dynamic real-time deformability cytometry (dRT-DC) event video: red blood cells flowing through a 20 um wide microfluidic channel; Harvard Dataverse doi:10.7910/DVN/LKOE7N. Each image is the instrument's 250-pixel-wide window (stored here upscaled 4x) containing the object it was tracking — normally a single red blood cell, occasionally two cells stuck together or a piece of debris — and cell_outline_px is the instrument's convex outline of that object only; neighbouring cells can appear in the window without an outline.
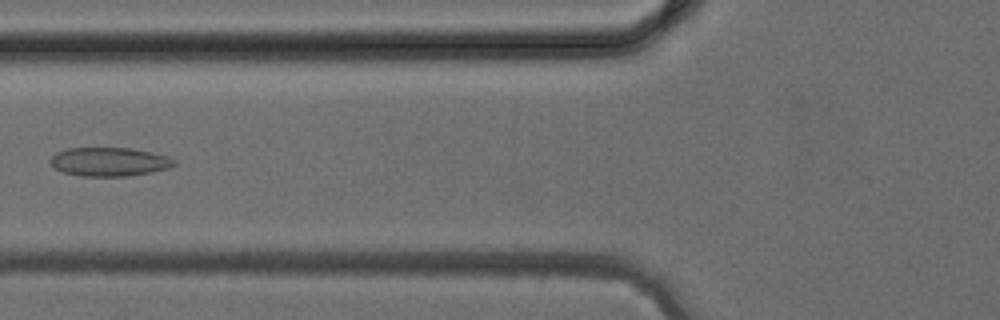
{"species": "common noctule bat (a hibernating species)", "species_latin": "Nyctalus noctula", "temperature_condition": "cold", "stored_images_in_passage": 38, "camera_frame_rate_fps": 3000, "um_per_image_px": 0.085, "animal": {"sex": "female", "body_mass_g": 24.6, "forearm_length_mm": 56.2}, "frame": {"image": 1, "passage_image": 14, "time_ms": 4.333, "image_size_px": [1000, 320], "cell_outline_px": [[176, 164], [168, 168], [148, 172], [124, 176], [84, 176], [64, 172], [56, 168], [52, 164], [52, 156], [56, 152], [68, 148], [132, 148], [168, 156], [176, 160]], "centroid_in_image_um": [9.31, 13.74], "position_along_channel_um": 116.5, "area_um2": 20.4}}
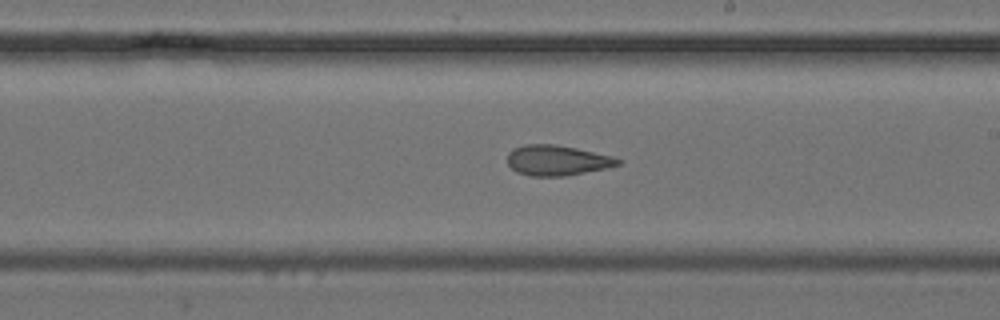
{"frame": {"image": 2, "passage_image": 21, "time_ms": 6.667, "image_size_px": [1000, 320], "cell_outline_px": [[624, 160], [620, 164], [608, 168], [564, 176], [532, 176], [516, 172], [508, 164], [508, 152], [512, 148], [524, 144], [556, 144], [576, 148], [612, 156]], "centroid_in_image_um": [47.36, 13.62], "position_along_channel_um": 241.6, "area_um2": 19.65}}
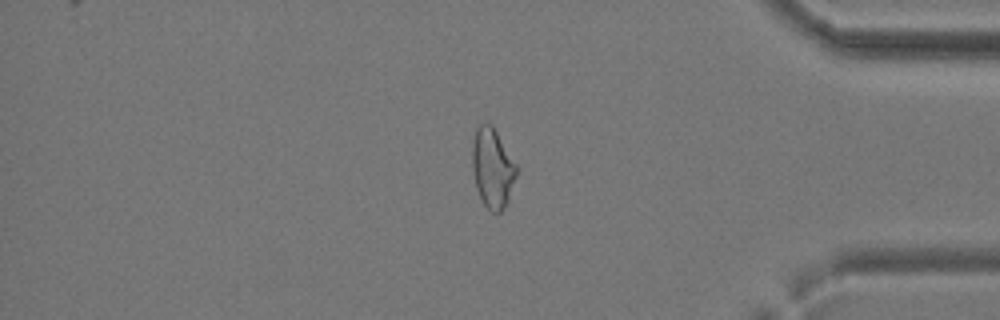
{"frame": {"image": 3, "passage_image": 31, "time_ms": 10.0, "image_size_px": [1000, 320], "cell_outline_px": [[516, 176], [508, 200], [504, 208], [496, 216], [484, 204], [476, 188], [472, 168], [472, 140], [476, 128], [480, 124], [492, 124], [516, 164]], "centroid_in_image_um": [41.84, 14.29], "position_along_channel_um": 393.4, "area_um2": 20.46}}